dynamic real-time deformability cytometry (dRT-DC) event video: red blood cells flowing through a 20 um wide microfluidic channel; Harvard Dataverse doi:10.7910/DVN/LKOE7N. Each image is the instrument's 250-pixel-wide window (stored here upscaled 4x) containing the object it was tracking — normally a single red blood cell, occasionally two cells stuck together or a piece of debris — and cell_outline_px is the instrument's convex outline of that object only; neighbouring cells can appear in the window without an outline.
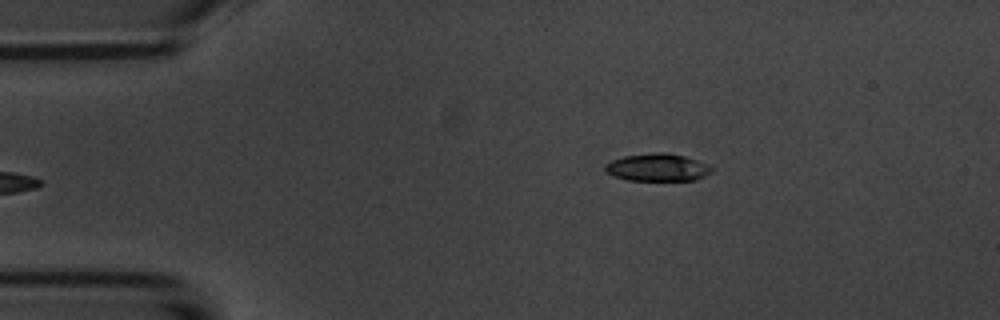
{"species": "common noctule bat (a hibernating species)", "species_latin": "Nyctalus noctula", "temperature_condition": "room temperature", "stored_images_in_passage": 5, "camera_frame_rate_fps": 3000, "um_per_image_px": 0.085, "animal": {"sex": "male", "body_mass_g": 20.1, "forearm_length_mm": 53.5}, "frame": {"image": 1, "passage_image": 5, "time_ms": 4.667, "image_size_px": [1000, 320], "cell_outline_px": [[712, 172], [696, 180], [628, 180], [612, 176], [604, 168], [604, 164], [612, 160], [624, 156], [656, 152], [664, 152], [684, 156], [696, 160], [712, 168]], "centroid_in_image_um": [55.85, 14.23], "position_along_channel_um": 29.2, "area_um2": 16.94}}